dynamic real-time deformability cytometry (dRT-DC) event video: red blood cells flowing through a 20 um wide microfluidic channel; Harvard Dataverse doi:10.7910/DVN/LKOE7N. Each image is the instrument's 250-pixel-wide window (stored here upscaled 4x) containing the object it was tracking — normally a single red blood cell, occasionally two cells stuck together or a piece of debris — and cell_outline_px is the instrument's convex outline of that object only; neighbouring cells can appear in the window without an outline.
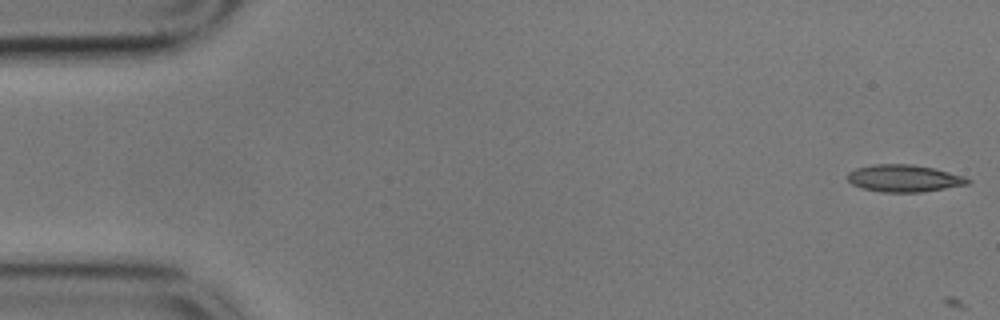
{"species": "common noctule bat (a hibernating species)", "species_latin": "Nyctalus noctula", "temperature_condition": "cold", "stored_images_in_passage": 2, "camera_frame_rate_fps": 3000, "um_per_image_px": 0.085, "animal": {"sex": "male", "body_mass_g": 17.9}, "frame": {"image": 1, "passage_image": 1, "time_ms": 0.0, "image_size_px": [1000, 320], "cell_outline_px": [[972, 180], [968, 184], [924, 192], [880, 192], [864, 188], [852, 184], [848, 180], [848, 172], [856, 168], [872, 164], [912, 164], [932, 168], [964, 176]], "centroid_in_image_um": [76.84, 15.16], "position_along_channel_um": 8.2, "area_um2": 18.96}}